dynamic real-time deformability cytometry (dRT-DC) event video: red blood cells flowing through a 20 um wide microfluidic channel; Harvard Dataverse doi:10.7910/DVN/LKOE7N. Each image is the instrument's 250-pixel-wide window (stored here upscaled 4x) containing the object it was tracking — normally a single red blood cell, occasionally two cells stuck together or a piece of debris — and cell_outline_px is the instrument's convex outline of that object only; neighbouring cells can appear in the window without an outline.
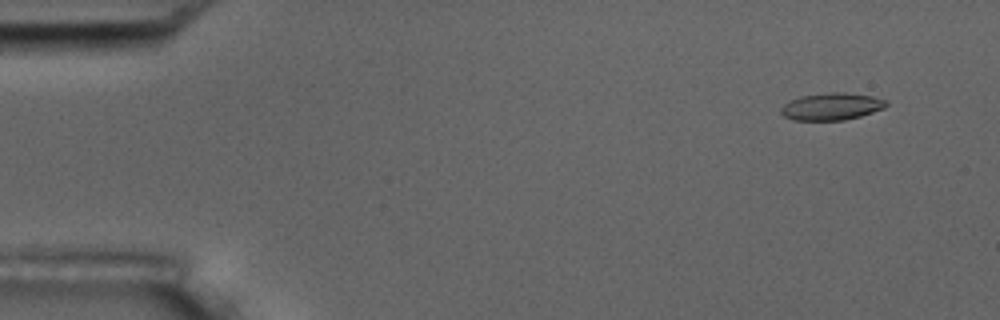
{"species": "common noctule bat (a hibernating species)", "species_latin": "Nyctalus noctula", "temperature_condition": "room temperature", "stored_images_in_passage": 3, "camera_frame_rate_fps": 3000, "um_per_image_px": 0.085, "animal": {"sex": "male", "body_mass_g": 17.5, "forearm_length_mm": 52.3}, "frame": {"image": 1, "passage_image": 2, "time_ms": 1.333, "image_size_px": [1000, 320], "cell_outline_px": [[888, 104], [884, 108], [860, 116], [844, 120], [792, 120], [784, 116], [780, 112], [780, 108], [788, 100], [800, 96], [828, 92], [844, 92], [872, 96], [888, 100]], "centroid_in_image_um": [70.66, 9.04], "position_along_channel_um": 14.3, "area_um2": 16.82}}